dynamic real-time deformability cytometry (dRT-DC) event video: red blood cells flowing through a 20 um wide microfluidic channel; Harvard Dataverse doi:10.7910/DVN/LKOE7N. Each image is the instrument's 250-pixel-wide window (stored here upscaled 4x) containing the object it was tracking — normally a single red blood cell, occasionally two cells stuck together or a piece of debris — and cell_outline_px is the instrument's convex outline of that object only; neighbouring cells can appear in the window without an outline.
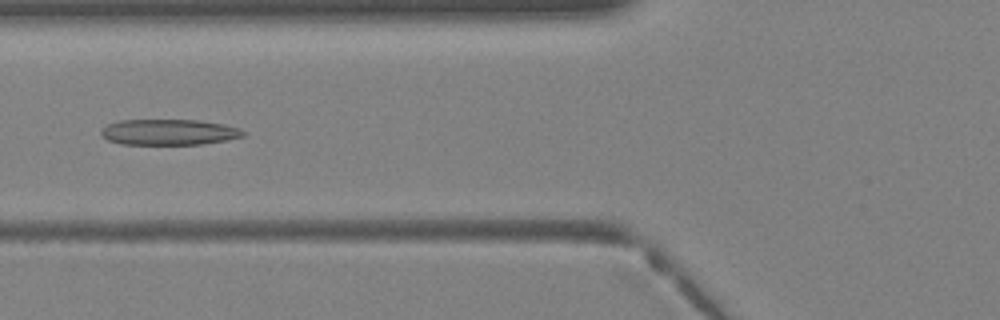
{"species": "Egyptian fruit bat (a non-hibernating species)", "species_latin": "Rousettus aegyptiacus", "temperature_condition": "warm", "stored_images_in_passage": 31, "camera_frame_rate_fps": 3000, "um_per_image_px": 0.085, "animal": {"sex": "female"}, "frame": {"image": 1, "passage_image": 7, "time_ms": 2.0, "image_size_px": [1000, 320], "cell_outline_px": [[244, 136], [228, 140], [204, 144], [120, 144], [108, 140], [100, 136], [100, 128], [108, 124], [120, 120], [196, 120], [224, 124], [240, 128], [244, 132]], "centroid_in_image_um": [14.33, 11.23], "position_along_channel_um": 111.5, "area_um2": 21.5}}
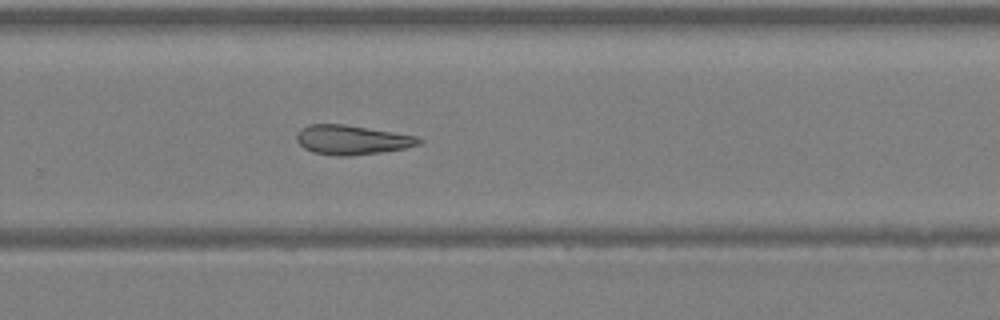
{"frame": {"image": 2, "passage_image": 18, "time_ms": 5.667, "image_size_px": [1000, 320], "cell_outline_px": [[424, 140], [420, 144], [404, 148], [380, 152], [348, 156], [336, 156], [312, 152], [304, 148], [296, 140], [296, 136], [300, 128], [308, 124], [344, 124], [416, 136]], "centroid_in_image_um": [29.87, 11.88], "position_along_channel_um": 299.9, "area_um2": 20.87}}
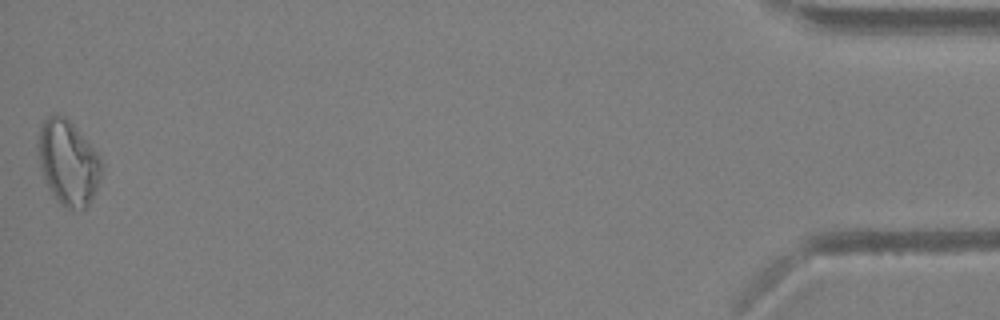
{"frame": {"image": 3, "passage_image": 31, "time_ms": 10.0, "image_size_px": [1000, 320], "cell_outline_px": [[100, 176], [96, 188], [88, 204], [84, 208], [68, 208], [60, 204], [48, 188], [44, 180], [36, 156], [36, 144], [40, 124], [48, 116], [64, 116], [72, 124], [96, 152], [100, 160]], "centroid_in_image_um": [5.7, 13.81], "position_along_channel_um": 429.5, "area_um2": 30.92}}